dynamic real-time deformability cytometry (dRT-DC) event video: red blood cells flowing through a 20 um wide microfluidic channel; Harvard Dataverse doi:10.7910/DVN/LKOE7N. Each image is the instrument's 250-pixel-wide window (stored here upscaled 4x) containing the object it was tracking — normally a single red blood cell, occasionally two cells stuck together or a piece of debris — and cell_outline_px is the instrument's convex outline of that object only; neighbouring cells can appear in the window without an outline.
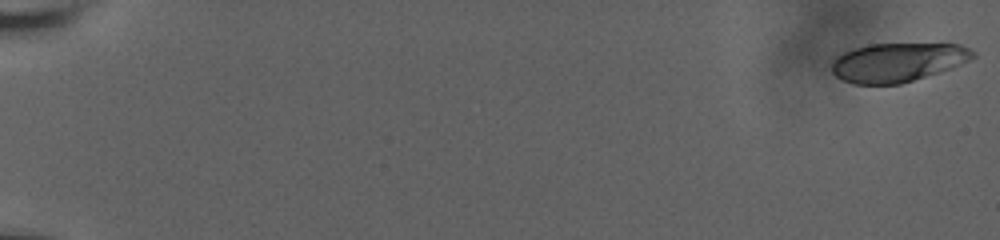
{"species": "human", "species_latin": "Homo sapiens", "temperature_condition": "room temperature", "stored_images_in_passage": 56, "camera_frame_rate_fps": 3000, "um_per_image_px": 0.085, "donor": {"sex": "male"}, "frame": {"image": 1, "passage_image": 1, "time_ms": 0.0, "image_size_px": [1000, 240], "cell_outline_px": [[976, 56], [952, 68], [940, 72], [900, 84], [852, 84], [836, 76], [832, 72], [832, 64], [836, 56], [844, 52], [856, 48], [872, 44], [944, 40], [960, 44], [976, 52]], "centroid_in_image_um": [76.4, 5.23], "position_along_channel_um": 8.6, "area_um2": 33.12}}
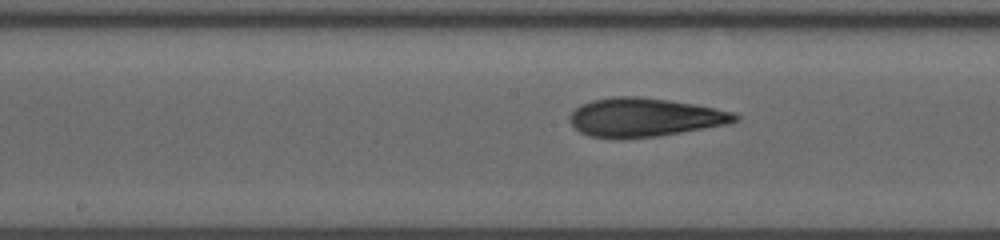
{"frame": {"image": 2, "passage_image": 30, "time_ms": 11.0, "image_size_px": [1000, 240], "cell_outline_px": [[740, 120], [728, 124], [660, 136], [624, 140], [620, 140], [588, 136], [580, 132], [568, 120], [568, 116], [580, 104], [592, 100], [612, 96], [640, 96], [668, 100], [716, 108], [732, 112], [740, 116]], "centroid_in_image_um": [54.75, 9.99], "position_along_channel_um": 193.4, "area_um2": 37.8}}
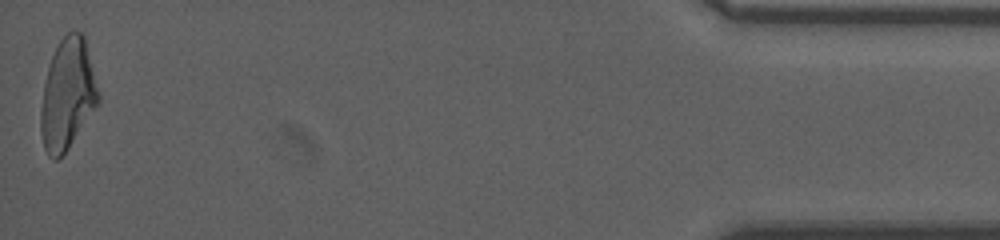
{"frame": {"image": 3, "passage_image": 56, "time_ms": 19.667, "image_size_px": [1000, 240], "cell_outline_px": [[100, 100], [68, 148], [56, 160], [52, 160], [48, 156], [44, 148], [40, 132], [40, 112], [44, 84], [48, 68], [52, 56], [60, 40], [72, 28], [84, 32], [100, 96]], "centroid_in_image_um": [5.74, 7.98], "position_along_channel_um": 429.5, "area_um2": 37.11}, "authors_computed_cell_mechanics": {"area_um2": 36.0094, "velocity_mm_per_s": 3.6746, "shape_relaxation_time_tau1_ms": null, "shape_relaxation_time_tau2_ms": 2.0793, "deformation_change_tau1": null, "deformation_change_tau2": 0.0971}}